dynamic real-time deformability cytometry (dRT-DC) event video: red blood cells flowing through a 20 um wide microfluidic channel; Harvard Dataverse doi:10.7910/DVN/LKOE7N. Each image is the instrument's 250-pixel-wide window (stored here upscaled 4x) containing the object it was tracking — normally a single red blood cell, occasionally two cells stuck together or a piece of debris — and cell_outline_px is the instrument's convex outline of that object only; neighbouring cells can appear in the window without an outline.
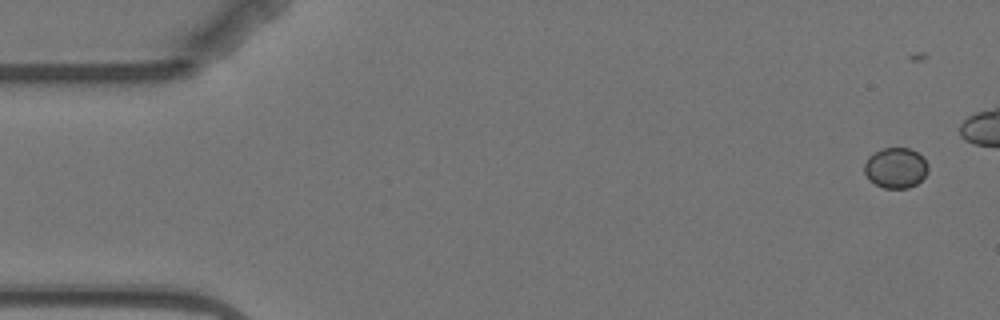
{"species": "Egyptian fruit bat (a non-hibernating species)", "species_latin": "Rousettus aegyptiacus", "temperature_condition": "warm", "stored_images_in_passage": 8, "camera_frame_rate_fps": 3000, "um_per_image_px": 0.085, "animal": {"sex": "female"}, "frame": {"image": 1, "passage_image": 1, "time_ms": 0.0, "image_size_px": [1000, 320], "cell_outline_px": [[928, 172], [916, 184], [908, 188], [884, 188], [868, 180], [864, 172], [864, 164], [868, 156], [884, 148], [908, 148], [916, 152], [928, 164]], "centroid_in_image_um": [76.11, 14.28], "position_along_channel_um": 8.9, "area_um2": 14.91}}